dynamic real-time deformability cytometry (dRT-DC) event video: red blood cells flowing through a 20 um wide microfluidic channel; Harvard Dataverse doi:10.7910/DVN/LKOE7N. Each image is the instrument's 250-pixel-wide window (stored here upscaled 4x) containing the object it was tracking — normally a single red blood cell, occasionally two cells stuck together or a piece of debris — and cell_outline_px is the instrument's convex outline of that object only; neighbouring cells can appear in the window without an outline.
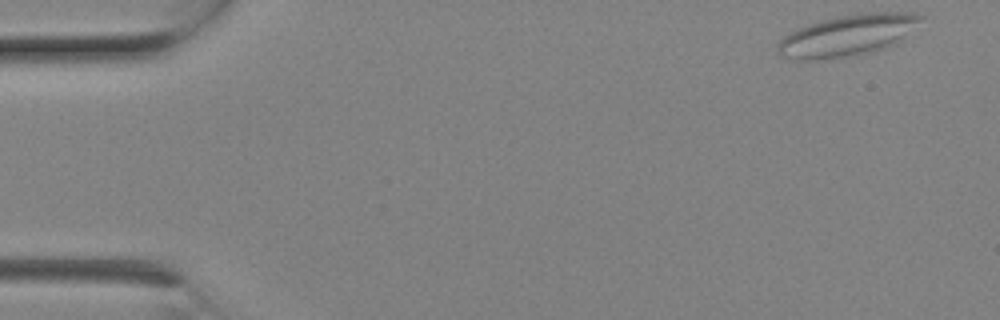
{"species": "Egyptian fruit bat (a non-hibernating species)", "species_latin": "Rousettus aegyptiacus", "temperature_condition": "room temperature", "stored_images_in_passage": 7, "camera_frame_rate_fps": 3000, "um_per_image_px": 0.085, "animal": {"sex": "female"}, "frame": {"image": 1, "passage_image": 1, "time_ms": 0.0, "image_size_px": [1000, 320], "cell_outline_px": [[924, 16], [896, 44], [884, 48], [844, 56], [812, 60], [804, 60], [780, 56], [776, 52], [776, 44], [784, 36], [800, 28], [824, 20], [840, 16], [860, 12], [916, 12]], "centroid_in_image_um": [72.03, 2.99], "position_along_channel_um": 13.0, "area_um2": 33.64}}
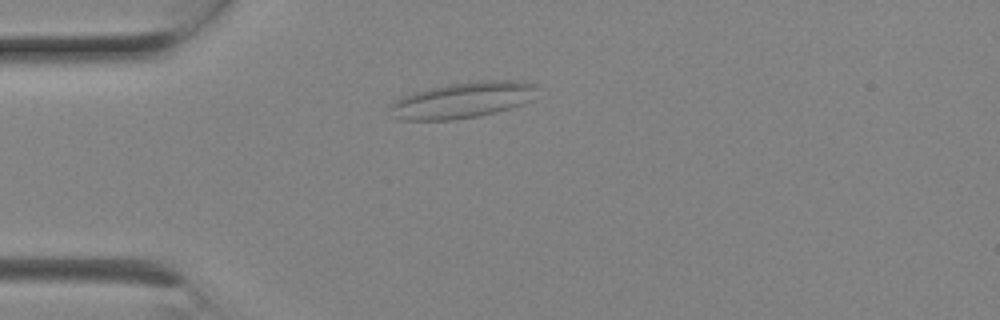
{"frame": {"image": 2, "passage_image": 5, "time_ms": 1.333, "image_size_px": [1000, 320], "cell_outline_px": [[536, 88], [532, 100], [496, 112], [480, 116], [452, 120], [400, 120], [392, 116], [388, 108], [396, 100], [404, 96], [428, 88], [448, 84], [476, 80], [524, 80], [536, 84]], "centroid_in_image_um": [39.33, 8.5], "position_along_channel_um": 45.7, "area_um2": 30.98}}